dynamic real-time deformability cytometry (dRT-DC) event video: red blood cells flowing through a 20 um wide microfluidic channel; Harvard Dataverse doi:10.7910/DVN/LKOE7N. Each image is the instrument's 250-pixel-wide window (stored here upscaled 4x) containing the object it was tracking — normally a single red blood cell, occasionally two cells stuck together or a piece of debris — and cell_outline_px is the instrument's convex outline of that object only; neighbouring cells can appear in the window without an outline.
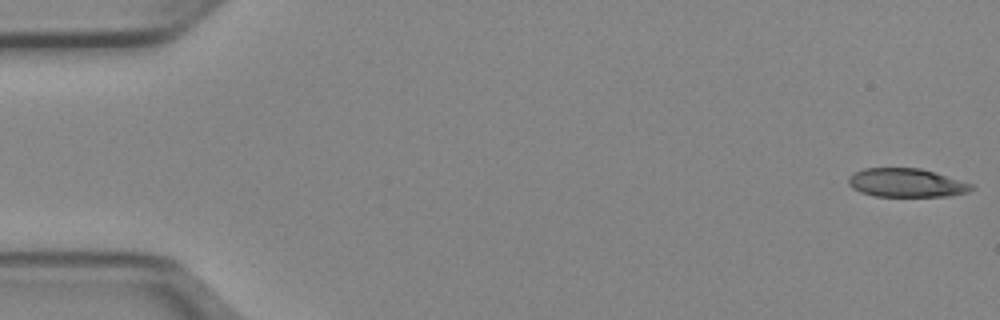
{"species": "Egyptian fruit bat (a non-hibernating species)", "species_latin": "Rousettus aegyptiacus", "temperature_condition": "cold", "stored_images_in_passage": 51, "camera_frame_rate_fps": 3000, "um_per_image_px": 0.085, "animal": {"sex": "female"}, "frame": {"image": 1, "passage_image": 1, "time_ms": 0.0, "image_size_px": [1000, 320], "cell_outline_px": [[976, 188], [968, 192], [952, 196], [876, 196], [860, 192], [852, 188], [848, 184], [848, 176], [864, 168], [920, 168], [972, 184]], "centroid_in_image_um": [77.03, 15.54], "position_along_channel_um": 8.0, "area_um2": 20.46}}
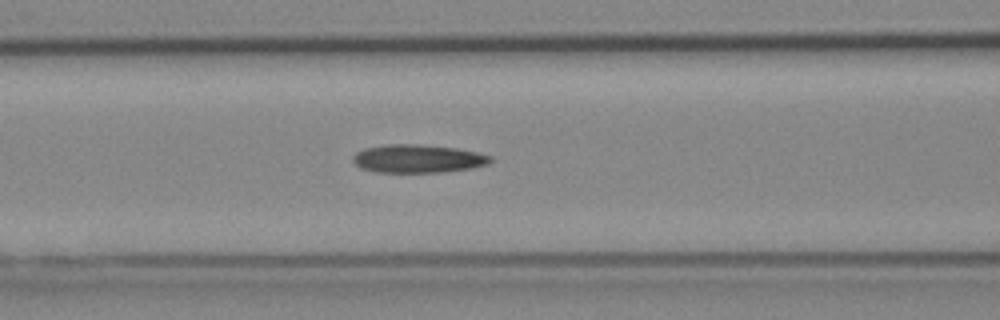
{"frame": {"image": 2, "passage_image": 21, "time_ms": 6.667, "image_size_px": [1000, 320], "cell_outline_px": [[492, 160], [488, 164], [472, 168], [444, 172], [376, 172], [360, 168], [352, 160], [352, 156], [356, 152], [364, 148], [384, 144], [420, 144], [456, 148], [476, 152], [492, 156]], "centroid_in_image_um": [35.5, 13.48], "position_along_channel_um": 131.1, "area_um2": 22.77}}
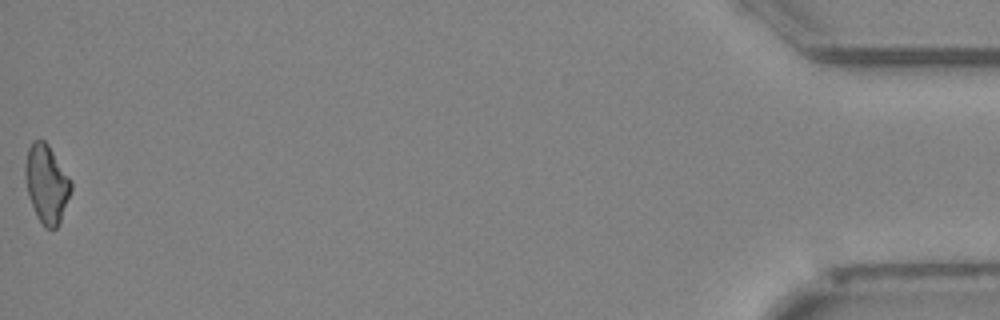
{"frame": {"image": 3, "passage_image": 51, "time_ms": 16.667, "image_size_px": [1000, 320], "cell_outline_px": [[72, 188], [60, 220], [56, 228], [44, 228], [36, 216], [28, 192], [24, 176], [24, 164], [28, 148], [32, 140], [44, 140], [48, 144], [72, 180]], "centroid_in_image_um": [3.95, 15.59], "position_along_channel_um": 431.3, "area_um2": 20.87}, "authors_computed_cell_mechanics": {"area_um2": 21.964, "velocity_mm_per_s": 3.9676, "shape_relaxation_time_tau1_ms": 8.5144, "shape_relaxation_time_tau2_ms": 8.3308, "deformation_change_tau1": 0.2047, "deformation_change_tau2": 0.2166}}